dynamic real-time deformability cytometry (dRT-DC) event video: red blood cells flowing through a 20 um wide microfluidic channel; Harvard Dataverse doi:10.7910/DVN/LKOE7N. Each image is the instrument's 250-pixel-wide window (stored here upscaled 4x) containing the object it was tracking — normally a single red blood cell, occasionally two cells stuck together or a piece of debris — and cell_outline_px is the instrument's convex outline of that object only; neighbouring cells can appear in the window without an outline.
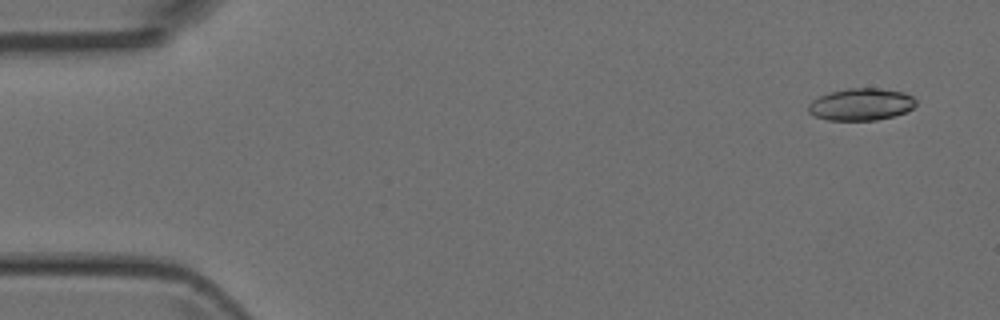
{"species": "Egyptian fruit bat (a non-hibernating species)", "species_latin": "Rousettus aegyptiacus", "temperature_condition": "room temperature", "stored_images_in_passage": 3, "camera_frame_rate_fps": 3000, "um_per_image_px": 0.085, "animal": {"sex": "female"}, "frame": {"image": 1, "passage_image": 1, "time_ms": 0.0, "image_size_px": [1000, 320], "cell_outline_px": [[916, 104], [912, 108], [904, 112], [892, 116], [876, 120], [828, 120], [812, 116], [808, 112], [808, 104], [812, 100], [820, 96], [832, 92], [848, 88], [880, 88], [904, 92], [912, 96], [916, 100]], "centroid_in_image_um": [73.17, 8.87], "position_along_channel_um": 11.8, "area_um2": 20.11}}